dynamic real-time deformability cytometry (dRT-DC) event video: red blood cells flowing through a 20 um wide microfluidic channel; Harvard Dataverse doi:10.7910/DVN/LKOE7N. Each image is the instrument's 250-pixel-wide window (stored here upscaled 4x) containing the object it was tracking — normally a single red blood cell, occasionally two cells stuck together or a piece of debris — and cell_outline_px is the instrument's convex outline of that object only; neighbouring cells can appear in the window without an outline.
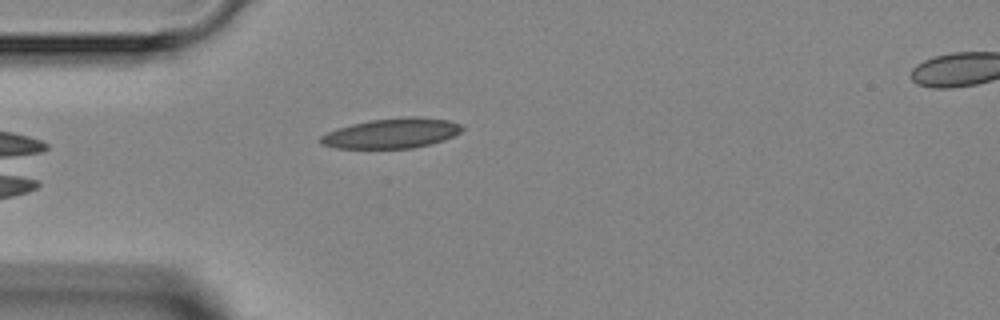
{"species": "Egyptian fruit bat (a non-hibernating species)", "species_latin": "Rousettus aegyptiacus", "temperature_condition": "room temperature", "stored_images_in_passage": 3, "camera_frame_rate_fps": 3000, "um_per_image_px": 0.085, "animal": {"sex": "female"}, "frame": {"image": 1, "passage_image": 3, "time_ms": 3.333, "image_size_px": [1000, 320], "cell_outline_px": [[464, 128], [460, 132], [444, 140], [412, 148], [336, 148], [320, 144], [320, 136], [328, 132], [352, 124], [368, 120], [408, 116], [416, 116], [448, 120], [464, 124]], "centroid_in_image_um": [33.32, 11.32], "position_along_channel_um": 51.7, "area_um2": 24.68}}